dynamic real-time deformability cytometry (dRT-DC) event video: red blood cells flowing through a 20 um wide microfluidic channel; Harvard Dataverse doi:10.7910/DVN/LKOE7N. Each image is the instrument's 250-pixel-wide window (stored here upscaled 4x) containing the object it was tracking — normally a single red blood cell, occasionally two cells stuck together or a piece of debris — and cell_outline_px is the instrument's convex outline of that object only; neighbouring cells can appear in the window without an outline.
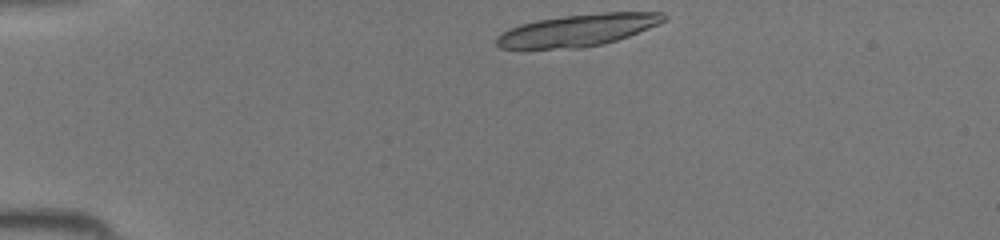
{"species": "common noctule bat (a hibernating species)", "species_latin": "Nyctalus noctula", "temperature_condition": "room temperature", "stored_images_in_passage": 35, "camera_frame_rate_fps": 3000, "um_per_image_px": 0.085, "animal": {"sex": "female", "body_mass_g": 19.5, "forearm_length_mm": 54.1}, "frame": {"image": 1, "passage_image": 1, "time_ms": 0.0, "image_size_px": [1000, 240], "cell_outline_px": [[668, 20], [628, 36], [604, 44], [580, 48], [500, 48], [496, 44], [496, 36], [508, 28], [520, 24], [536, 20], [564, 16], [604, 12], [664, 12], [668, 16]], "centroid_in_image_um": [49.14, 2.55], "position_along_channel_um": 35.9, "area_um2": 31.21}}
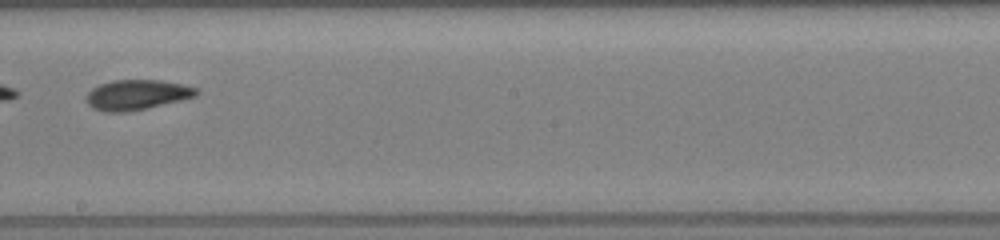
{"frame": {"image": 2, "passage_image": 18, "time_ms": 5.667, "image_size_px": [1000, 240], "cell_outline_px": [[200, 92], [196, 96], [148, 108], [128, 112], [104, 112], [92, 108], [84, 100], [84, 96], [92, 88], [100, 84], [112, 80], [160, 80], [200, 88]], "centroid_in_image_um": [11.6, 8.06], "position_along_channel_um": 236.6, "area_um2": 19.54}}
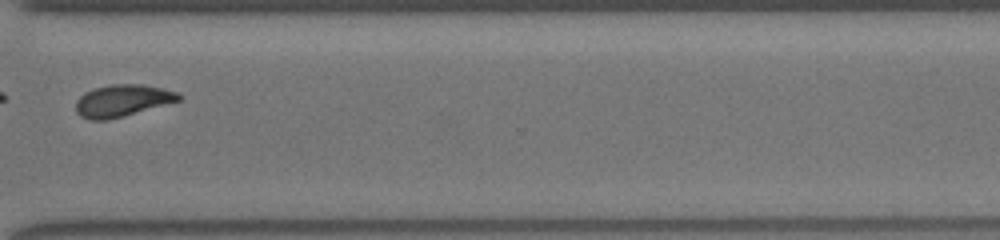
{"frame": {"image": 3, "passage_image": 26, "time_ms": 8.333, "image_size_px": [1000, 240], "cell_outline_px": [[184, 96], [180, 100], [124, 116], [108, 120], [88, 120], [80, 116], [76, 112], [76, 100], [84, 92], [96, 88], [112, 84], [144, 84], [164, 88], [180, 92]], "centroid_in_image_um": [10.42, 8.55], "position_along_channel_um": 360.2, "area_um2": 19.36}}